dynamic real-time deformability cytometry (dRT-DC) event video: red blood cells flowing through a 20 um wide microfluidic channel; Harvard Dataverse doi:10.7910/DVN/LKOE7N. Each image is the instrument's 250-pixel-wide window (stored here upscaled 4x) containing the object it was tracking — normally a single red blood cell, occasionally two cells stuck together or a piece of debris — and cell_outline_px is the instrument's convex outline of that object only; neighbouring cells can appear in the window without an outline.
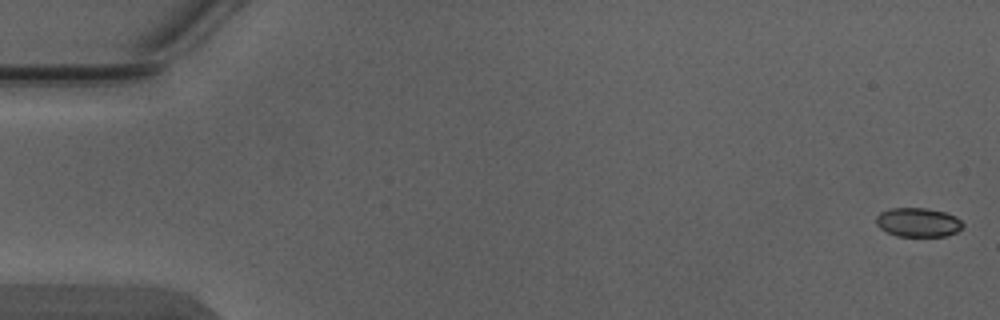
{"species": "Egyptian fruit bat (a non-hibernating species)", "species_latin": "Rousettus aegyptiacus", "temperature_condition": "warm", "stored_images_in_passage": 4, "camera_frame_rate_fps": 3000, "um_per_image_px": 0.085, "animal": {"sex": "male"}, "frame": {"image": 1, "passage_image": 1, "time_ms": 0.0, "image_size_px": [1000, 320], "cell_outline_px": [[964, 224], [956, 232], [944, 236], [896, 236], [880, 228], [876, 224], [876, 216], [880, 212], [888, 208], [928, 208], [948, 212], [956, 216]], "centroid_in_image_um": [78.03, 18.88], "position_along_channel_um": 7.0, "area_um2": 14.8}}